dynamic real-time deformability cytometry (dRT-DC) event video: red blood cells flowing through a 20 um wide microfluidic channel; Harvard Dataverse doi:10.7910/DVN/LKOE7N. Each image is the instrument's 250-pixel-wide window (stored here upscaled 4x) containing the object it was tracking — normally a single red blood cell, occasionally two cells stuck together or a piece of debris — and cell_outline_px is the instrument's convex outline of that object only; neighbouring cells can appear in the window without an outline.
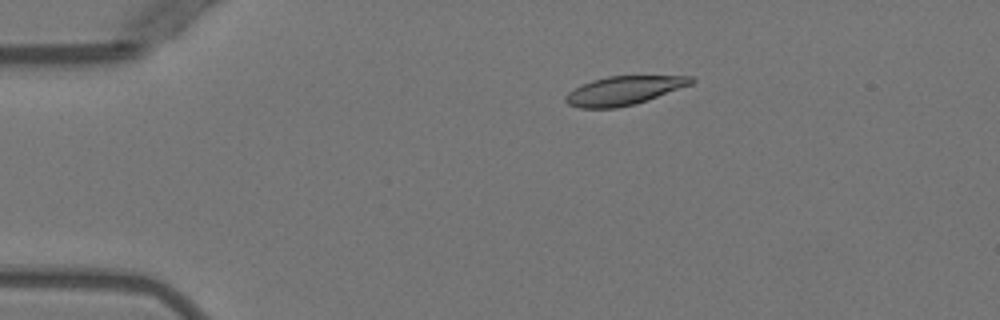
{"species": "Egyptian fruit bat (a non-hibernating species)", "species_latin": "Rousettus aegyptiacus", "temperature_condition": "warm", "stored_images_in_passage": 3, "camera_frame_rate_fps": 3000, "um_per_image_px": 0.085, "animal": {"sex": "female"}, "frame": {"image": 1, "passage_image": 3, "time_ms": 2.333, "image_size_px": [1000, 320], "cell_outline_px": [[696, 80], [692, 84], [632, 104], [616, 108], [580, 108], [568, 104], [564, 100], [564, 96], [568, 92], [592, 80], [608, 76], [692, 76]], "centroid_in_image_um": [52.99, 7.69], "position_along_channel_um": 32.0, "area_um2": 20.58}}